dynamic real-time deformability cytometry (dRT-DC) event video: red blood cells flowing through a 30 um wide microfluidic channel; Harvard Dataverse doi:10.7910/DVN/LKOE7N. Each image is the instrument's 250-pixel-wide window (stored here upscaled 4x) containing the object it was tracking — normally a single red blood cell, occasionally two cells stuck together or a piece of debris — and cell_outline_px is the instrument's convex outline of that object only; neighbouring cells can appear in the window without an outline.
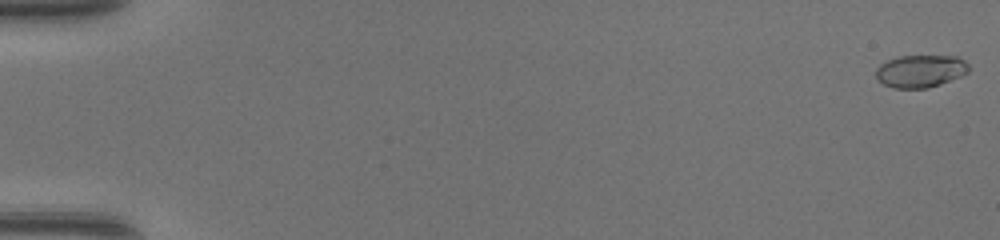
{"species": "common noctule bat (a hibernating species)", "species_latin": "Nyctalus noctula", "temperature_condition": "warm", "stored_images_in_passage": 17, "camera_frame_rate_fps": 3000, "um_per_image_px": 0.085, "animal": {"sex": "female", "body_mass_g": 17.0, "forearm_length_mm": 48.0}, "frame": {"image": 1, "passage_image": 1, "time_ms": 0.0, "image_size_px": [1000, 240], "cell_outline_px": [[968, 72], [960, 76], [940, 84], [928, 88], [892, 88], [884, 84], [876, 76], [876, 68], [880, 64], [888, 60], [900, 56], [956, 56], [964, 60], [968, 64]], "centroid_in_image_um": [78.23, 6.04], "position_along_channel_um": 6.8, "area_um2": 17.46}}
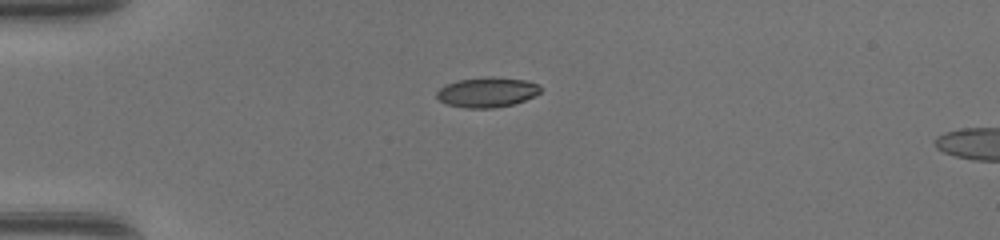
{"frame": {"image": 2, "passage_image": 14, "time_ms": 4.333, "image_size_px": [1000, 240], "cell_outline_px": [[544, 88], [536, 96], [512, 104], [492, 108], [464, 108], [444, 104], [436, 96], [436, 92], [440, 88], [448, 84], [460, 80], [488, 76], [492, 76], [524, 80], [540, 84]], "centroid_in_image_um": [41.43, 7.84], "position_along_channel_um": 43.6, "area_um2": 18.26}}